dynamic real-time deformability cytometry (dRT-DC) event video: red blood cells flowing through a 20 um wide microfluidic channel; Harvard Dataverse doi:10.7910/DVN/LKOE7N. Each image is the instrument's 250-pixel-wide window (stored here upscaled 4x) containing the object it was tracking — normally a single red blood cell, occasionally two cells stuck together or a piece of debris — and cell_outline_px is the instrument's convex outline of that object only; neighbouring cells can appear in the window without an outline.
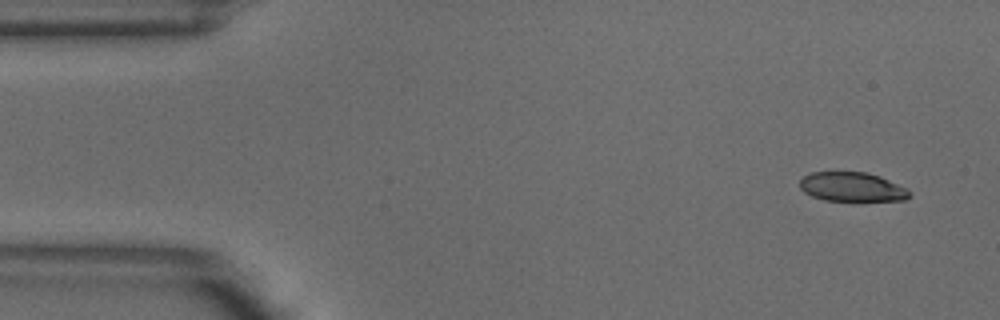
{"species": "common noctule bat (a hibernating species)", "species_latin": "Nyctalus noctula", "temperature_condition": "warm", "stored_images_in_passage": 6, "segment_of_instrument_passage": [2, 2], "camera_frame_rate_fps": 3000, "um_per_image_px": 0.085, "animal": {"sex": "male", "body_mass_g": 18.8}, "frame": {"image": 1, "passage_image": 6, "time_ms": 1.667, "image_size_px": [1000, 320], "cell_outline_px": [[912, 196], [904, 200], [824, 200], [812, 196], [804, 192], [800, 188], [800, 180], [804, 176], [812, 172], [864, 172], [880, 176], [908, 188], [912, 192]], "centroid_in_image_um": [72.46, 15.88], "position_along_channel_um": 12.5, "area_um2": 18.67}}